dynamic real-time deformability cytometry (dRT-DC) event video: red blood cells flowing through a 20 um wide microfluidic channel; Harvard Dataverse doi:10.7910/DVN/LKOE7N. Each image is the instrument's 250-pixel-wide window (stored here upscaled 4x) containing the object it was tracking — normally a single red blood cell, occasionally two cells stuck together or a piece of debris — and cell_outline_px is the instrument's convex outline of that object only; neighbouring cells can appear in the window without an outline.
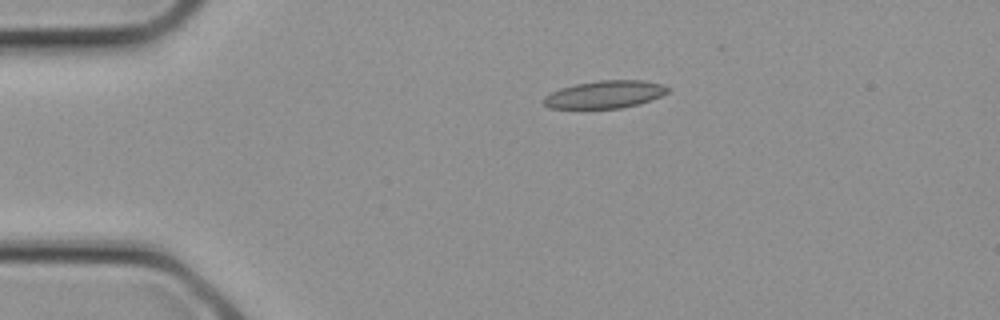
{"species": "common noctule bat (a hibernating species)", "species_latin": "Nyctalus noctula", "temperature_condition": "cold", "stored_images_in_passage": 2, "camera_frame_rate_fps": 3000, "um_per_image_px": 0.085, "animal": {"sex": "female", "body_mass_g": 21.9}, "frame": {"image": 1, "passage_image": 1, "time_ms": 0.0, "image_size_px": [1000, 320], "cell_outline_px": [[668, 92], [660, 96], [636, 104], [620, 108], [548, 108], [540, 100], [544, 96], [560, 88], [576, 84], [600, 80], [644, 80], [664, 84], [668, 88]], "centroid_in_image_um": [51.37, 8.02], "position_along_channel_um": 33.6, "area_um2": 19.83}}